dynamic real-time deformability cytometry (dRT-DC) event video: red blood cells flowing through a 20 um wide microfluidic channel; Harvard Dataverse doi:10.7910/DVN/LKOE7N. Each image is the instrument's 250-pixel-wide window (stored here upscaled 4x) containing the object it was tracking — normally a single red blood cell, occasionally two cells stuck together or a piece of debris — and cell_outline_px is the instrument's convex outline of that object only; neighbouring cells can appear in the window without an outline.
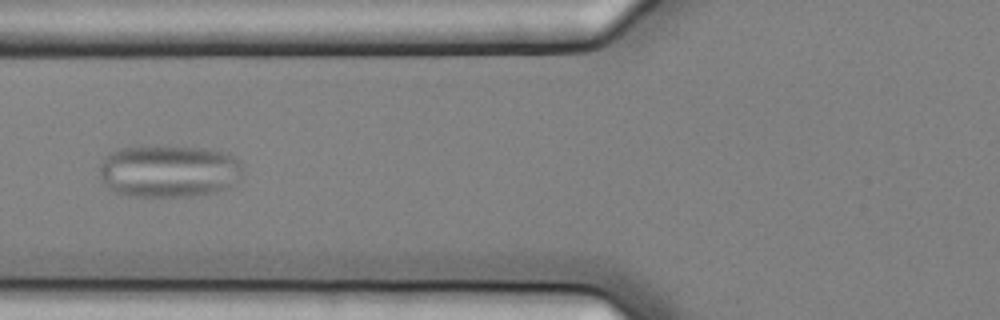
{"species": "common noctule bat (a hibernating species)", "species_latin": "Nyctalus noctula", "temperature_condition": "cold", "stored_images_in_passage": 5, "camera_frame_rate_fps": 3000, "um_per_image_px": 0.085, "animal": {"sex": "female", "body_mass_g": 25.1}, "frame": {"image": 1, "passage_image": 3, "time_ms": 0.667, "image_size_px": [1000, 320], "cell_outline_px": [[244, 172], [236, 184], [228, 188], [216, 192], [192, 196], [128, 196], [112, 192], [108, 188], [100, 176], [100, 160], [108, 152], [120, 148], [140, 144], [204, 148], [228, 152], [236, 156], [240, 160]], "centroid_in_image_um": [14.36, 14.51], "position_along_channel_um": 111.4, "area_um2": 45.32}}